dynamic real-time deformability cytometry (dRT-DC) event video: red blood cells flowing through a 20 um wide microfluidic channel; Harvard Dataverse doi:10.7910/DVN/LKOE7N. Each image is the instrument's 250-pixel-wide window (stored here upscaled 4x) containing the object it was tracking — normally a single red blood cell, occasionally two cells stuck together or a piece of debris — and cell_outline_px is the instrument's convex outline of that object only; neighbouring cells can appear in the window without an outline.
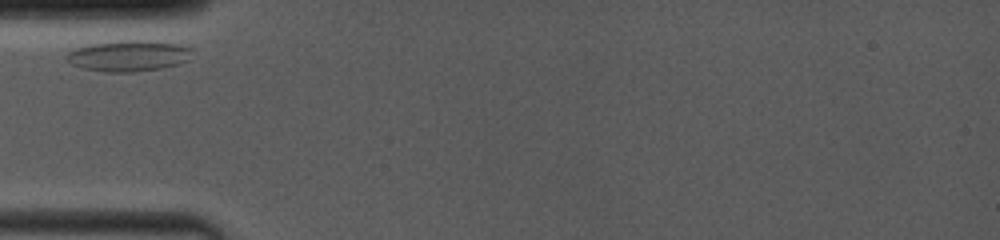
{"species": "common noctule bat (a hibernating species)", "species_latin": "Nyctalus noctula", "temperature_condition": "room temperature", "stored_images_in_passage": 22, "camera_frame_rate_fps": 4000, "um_per_image_px": 0.085, "animal": {"sex": "female", "body_mass_g": 19.0, "forearm_length_mm": 53.3}, "frame": {"image": 1, "passage_image": 1, "time_ms": 0.0, "image_size_px": [1000, 240], "cell_outline_px": [[192, 48], [188, 60], [180, 64], [160, 68], [132, 72], [108, 72], [84, 68], [72, 64], [64, 56], [68, 52], [76, 48], [92, 44], [120, 40], [148, 40], [180, 44]], "centroid_in_image_um": [10.95, 4.73], "position_along_channel_um": 74.0, "area_um2": 22.6}}
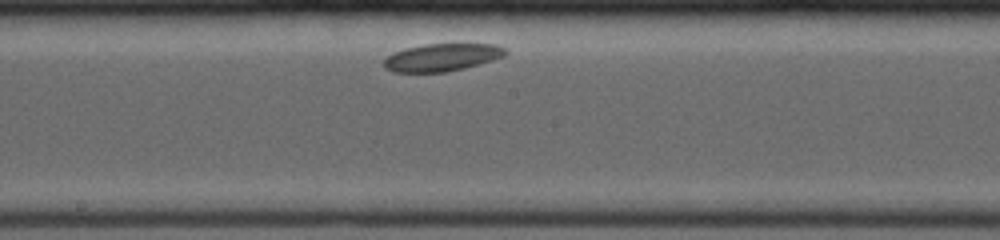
{"frame": {"image": 2, "passage_image": 10, "time_ms": 4.0, "image_size_px": [1000, 240], "cell_outline_px": [[508, 52], [504, 56], [492, 60], [464, 68], [444, 72], [392, 72], [384, 68], [380, 64], [388, 56], [404, 48], [424, 44], [496, 44], [504, 48]], "centroid_in_image_um": [37.52, 4.88], "position_along_channel_um": 210.7, "area_um2": 19.54}}
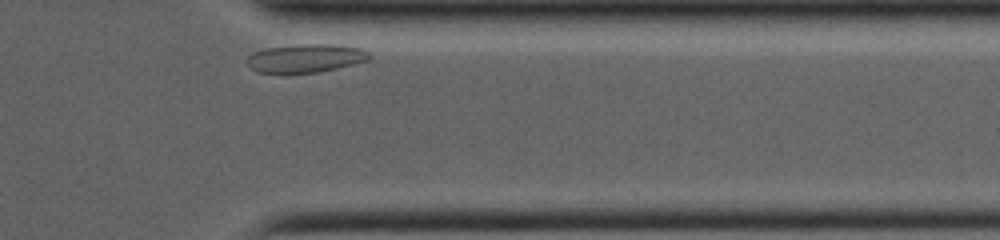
{"frame": {"image": 3, "passage_image": 22, "time_ms": 9.0, "image_size_px": [1000, 240], "cell_outline_px": [[372, 60], [320, 72], [256, 72], [244, 60], [252, 52], [264, 48], [296, 44], [340, 44], [364, 48], [372, 56]], "centroid_in_image_um": [26.04, 4.92], "position_along_channel_um": 385.4, "area_um2": 20.63}}